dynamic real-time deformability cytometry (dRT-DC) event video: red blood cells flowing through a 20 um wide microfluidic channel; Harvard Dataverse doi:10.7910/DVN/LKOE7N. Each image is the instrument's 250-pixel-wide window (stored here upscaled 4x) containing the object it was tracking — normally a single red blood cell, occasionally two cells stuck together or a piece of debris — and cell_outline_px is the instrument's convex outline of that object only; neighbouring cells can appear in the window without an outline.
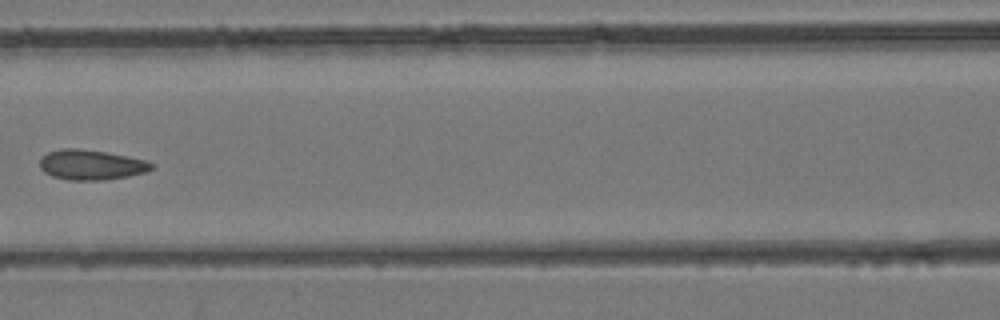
{"species": "common noctule bat (a hibernating species)", "species_latin": "Nyctalus noctula", "temperature_condition": "room temperature", "stored_images_in_passage": 6, "camera_frame_rate_fps": 3000, "um_per_image_px": 0.085, "animal": {"sex": "female", "body_mass_g": 24.6, "forearm_length_mm": 56.2}, "frame": {"image": 1, "passage_image": 6, "time_ms": 5.667, "image_size_px": [1000, 320], "cell_outline_px": [[156, 164], [148, 172], [128, 176], [104, 180], [68, 180], [52, 176], [44, 172], [40, 168], [40, 156], [48, 152], [60, 148], [76, 148], [108, 152], [148, 160]], "centroid_in_image_um": [7.77, 14.0], "position_along_channel_um": 158.8, "area_um2": 19.94}}